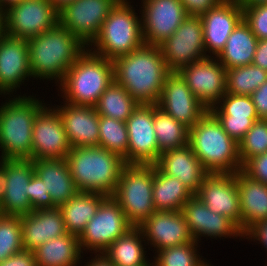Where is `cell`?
Listing matches in <instances>:
<instances>
[{
	"label": "cell",
	"instance_id": "ffe728a7",
	"mask_svg": "<svg viewBox=\"0 0 267 266\" xmlns=\"http://www.w3.org/2000/svg\"><path fill=\"white\" fill-rule=\"evenodd\" d=\"M208 209L233 221L241 230V207L235 173H209L195 194Z\"/></svg>",
	"mask_w": 267,
	"mask_h": 266
},
{
	"label": "cell",
	"instance_id": "9f6ffc18",
	"mask_svg": "<svg viewBox=\"0 0 267 266\" xmlns=\"http://www.w3.org/2000/svg\"><path fill=\"white\" fill-rule=\"evenodd\" d=\"M21 1H23V0H0V7L6 9L9 6L16 4V3H19Z\"/></svg>",
	"mask_w": 267,
	"mask_h": 266
},
{
	"label": "cell",
	"instance_id": "277c9868",
	"mask_svg": "<svg viewBox=\"0 0 267 266\" xmlns=\"http://www.w3.org/2000/svg\"><path fill=\"white\" fill-rule=\"evenodd\" d=\"M43 104L36 94L7 96L1 102L0 159H31L33 123Z\"/></svg>",
	"mask_w": 267,
	"mask_h": 266
},
{
	"label": "cell",
	"instance_id": "bcb514c9",
	"mask_svg": "<svg viewBox=\"0 0 267 266\" xmlns=\"http://www.w3.org/2000/svg\"><path fill=\"white\" fill-rule=\"evenodd\" d=\"M258 119L267 120V80L250 95Z\"/></svg>",
	"mask_w": 267,
	"mask_h": 266
},
{
	"label": "cell",
	"instance_id": "94428289",
	"mask_svg": "<svg viewBox=\"0 0 267 266\" xmlns=\"http://www.w3.org/2000/svg\"><path fill=\"white\" fill-rule=\"evenodd\" d=\"M205 266H213V265H211V263H208V264H206Z\"/></svg>",
	"mask_w": 267,
	"mask_h": 266
},
{
	"label": "cell",
	"instance_id": "30bf717a",
	"mask_svg": "<svg viewBox=\"0 0 267 266\" xmlns=\"http://www.w3.org/2000/svg\"><path fill=\"white\" fill-rule=\"evenodd\" d=\"M59 10L49 0H23L5 9V32L9 37L29 39L59 23Z\"/></svg>",
	"mask_w": 267,
	"mask_h": 266
},
{
	"label": "cell",
	"instance_id": "11a10c76",
	"mask_svg": "<svg viewBox=\"0 0 267 266\" xmlns=\"http://www.w3.org/2000/svg\"><path fill=\"white\" fill-rule=\"evenodd\" d=\"M0 266H15V254L0 262Z\"/></svg>",
	"mask_w": 267,
	"mask_h": 266
},
{
	"label": "cell",
	"instance_id": "f6af8a7d",
	"mask_svg": "<svg viewBox=\"0 0 267 266\" xmlns=\"http://www.w3.org/2000/svg\"><path fill=\"white\" fill-rule=\"evenodd\" d=\"M188 16H201L222 0H179Z\"/></svg>",
	"mask_w": 267,
	"mask_h": 266
},
{
	"label": "cell",
	"instance_id": "f546056e",
	"mask_svg": "<svg viewBox=\"0 0 267 266\" xmlns=\"http://www.w3.org/2000/svg\"><path fill=\"white\" fill-rule=\"evenodd\" d=\"M33 253L37 266H80L84 256L78 236L70 233L45 242Z\"/></svg>",
	"mask_w": 267,
	"mask_h": 266
},
{
	"label": "cell",
	"instance_id": "e0dca14e",
	"mask_svg": "<svg viewBox=\"0 0 267 266\" xmlns=\"http://www.w3.org/2000/svg\"><path fill=\"white\" fill-rule=\"evenodd\" d=\"M156 105L189 129L209 111L190 91L178 72H170L166 76Z\"/></svg>",
	"mask_w": 267,
	"mask_h": 266
},
{
	"label": "cell",
	"instance_id": "f35d334b",
	"mask_svg": "<svg viewBox=\"0 0 267 266\" xmlns=\"http://www.w3.org/2000/svg\"><path fill=\"white\" fill-rule=\"evenodd\" d=\"M199 249L197 241L161 249L154 252L152 261L154 266H205L207 259L200 256Z\"/></svg>",
	"mask_w": 267,
	"mask_h": 266
},
{
	"label": "cell",
	"instance_id": "e575fe53",
	"mask_svg": "<svg viewBox=\"0 0 267 266\" xmlns=\"http://www.w3.org/2000/svg\"><path fill=\"white\" fill-rule=\"evenodd\" d=\"M153 122L159 155L171 149L181 148L189 143V128L176 121L157 105H153Z\"/></svg>",
	"mask_w": 267,
	"mask_h": 266
},
{
	"label": "cell",
	"instance_id": "c3c4849f",
	"mask_svg": "<svg viewBox=\"0 0 267 266\" xmlns=\"http://www.w3.org/2000/svg\"><path fill=\"white\" fill-rule=\"evenodd\" d=\"M252 64L267 71V39L258 40Z\"/></svg>",
	"mask_w": 267,
	"mask_h": 266
},
{
	"label": "cell",
	"instance_id": "ba28073f",
	"mask_svg": "<svg viewBox=\"0 0 267 266\" xmlns=\"http://www.w3.org/2000/svg\"><path fill=\"white\" fill-rule=\"evenodd\" d=\"M154 165L126 164L111 196L128 221L140 226L155 210L153 205Z\"/></svg>",
	"mask_w": 267,
	"mask_h": 266
},
{
	"label": "cell",
	"instance_id": "ab89813d",
	"mask_svg": "<svg viewBox=\"0 0 267 266\" xmlns=\"http://www.w3.org/2000/svg\"><path fill=\"white\" fill-rule=\"evenodd\" d=\"M22 250L20 216L0 215V262Z\"/></svg>",
	"mask_w": 267,
	"mask_h": 266
},
{
	"label": "cell",
	"instance_id": "d4e9b609",
	"mask_svg": "<svg viewBox=\"0 0 267 266\" xmlns=\"http://www.w3.org/2000/svg\"><path fill=\"white\" fill-rule=\"evenodd\" d=\"M63 104V105H62ZM71 148L99 146V115L96 107L61 102L55 105Z\"/></svg>",
	"mask_w": 267,
	"mask_h": 266
},
{
	"label": "cell",
	"instance_id": "484cf974",
	"mask_svg": "<svg viewBox=\"0 0 267 266\" xmlns=\"http://www.w3.org/2000/svg\"><path fill=\"white\" fill-rule=\"evenodd\" d=\"M154 165L160 172L180 180L194 195L209 174L189 144L161 153Z\"/></svg>",
	"mask_w": 267,
	"mask_h": 266
},
{
	"label": "cell",
	"instance_id": "b9f144b4",
	"mask_svg": "<svg viewBox=\"0 0 267 266\" xmlns=\"http://www.w3.org/2000/svg\"><path fill=\"white\" fill-rule=\"evenodd\" d=\"M243 20L250 26L258 40L267 39V3L242 5Z\"/></svg>",
	"mask_w": 267,
	"mask_h": 266
},
{
	"label": "cell",
	"instance_id": "74e56055",
	"mask_svg": "<svg viewBox=\"0 0 267 266\" xmlns=\"http://www.w3.org/2000/svg\"><path fill=\"white\" fill-rule=\"evenodd\" d=\"M99 146L117 154L127 164L128 133L126 123L99 115Z\"/></svg>",
	"mask_w": 267,
	"mask_h": 266
},
{
	"label": "cell",
	"instance_id": "7c38bea8",
	"mask_svg": "<svg viewBox=\"0 0 267 266\" xmlns=\"http://www.w3.org/2000/svg\"><path fill=\"white\" fill-rule=\"evenodd\" d=\"M119 0H74L59 10V24L86 47L97 37L101 26Z\"/></svg>",
	"mask_w": 267,
	"mask_h": 266
},
{
	"label": "cell",
	"instance_id": "91938a15",
	"mask_svg": "<svg viewBox=\"0 0 267 266\" xmlns=\"http://www.w3.org/2000/svg\"><path fill=\"white\" fill-rule=\"evenodd\" d=\"M222 1H234V2H240L241 0H222Z\"/></svg>",
	"mask_w": 267,
	"mask_h": 266
},
{
	"label": "cell",
	"instance_id": "7a4b0ae2",
	"mask_svg": "<svg viewBox=\"0 0 267 266\" xmlns=\"http://www.w3.org/2000/svg\"><path fill=\"white\" fill-rule=\"evenodd\" d=\"M32 79L55 82L59 86L70 66L87 47L59 23L46 32L27 39Z\"/></svg>",
	"mask_w": 267,
	"mask_h": 266
},
{
	"label": "cell",
	"instance_id": "d6a6232c",
	"mask_svg": "<svg viewBox=\"0 0 267 266\" xmlns=\"http://www.w3.org/2000/svg\"><path fill=\"white\" fill-rule=\"evenodd\" d=\"M144 244V245H143ZM148 244L139 227H132L122 237L116 239L103 255L116 266H144L152 261L146 254Z\"/></svg>",
	"mask_w": 267,
	"mask_h": 266
},
{
	"label": "cell",
	"instance_id": "4fadbf2b",
	"mask_svg": "<svg viewBox=\"0 0 267 266\" xmlns=\"http://www.w3.org/2000/svg\"><path fill=\"white\" fill-rule=\"evenodd\" d=\"M70 151L71 146L58 110L50 104H44L33 123L31 159H66Z\"/></svg>",
	"mask_w": 267,
	"mask_h": 266
},
{
	"label": "cell",
	"instance_id": "2e32d148",
	"mask_svg": "<svg viewBox=\"0 0 267 266\" xmlns=\"http://www.w3.org/2000/svg\"><path fill=\"white\" fill-rule=\"evenodd\" d=\"M128 133L127 164L154 165L159 148L153 122V105H138L125 121Z\"/></svg>",
	"mask_w": 267,
	"mask_h": 266
},
{
	"label": "cell",
	"instance_id": "4dcf8cb0",
	"mask_svg": "<svg viewBox=\"0 0 267 266\" xmlns=\"http://www.w3.org/2000/svg\"><path fill=\"white\" fill-rule=\"evenodd\" d=\"M257 42L258 38L250 26L242 20L232 31L216 58L226 70L252 64Z\"/></svg>",
	"mask_w": 267,
	"mask_h": 266
},
{
	"label": "cell",
	"instance_id": "681fc988",
	"mask_svg": "<svg viewBox=\"0 0 267 266\" xmlns=\"http://www.w3.org/2000/svg\"><path fill=\"white\" fill-rule=\"evenodd\" d=\"M15 266H37L33 251L22 250L16 253Z\"/></svg>",
	"mask_w": 267,
	"mask_h": 266
},
{
	"label": "cell",
	"instance_id": "8fae6325",
	"mask_svg": "<svg viewBox=\"0 0 267 266\" xmlns=\"http://www.w3.org/2000/svg\"><path fill=\"white\" fill-rule=\"evenodd\" d=\"M159 47L170 72H178L181 68L208 57L200 16H187Z\"/></svg>",
	"mask_w": 267,
	"mask_h": 266
},
{
	"label": "cell",
	"instance_id": "ac0fdd59",
	"mask_svg": "<svg viewBox=\"0 0 267 266\" xmlns=\"http://www.w3.org/2000/svg\"><path fill=\"white\" fill-rule=\"evenodd\" d=\"M32 78L27 39L0 38V95L15 96L17 88ZM27 80V81H25ZM23 83V84H22ZM15 91V92H14ZM14 93V95H13Z\"/></svg>",
	"mask_w": 267,
	"mask_h": 266
},
{
	"label": "cell",
	"instance_id": "6f0895ef",
	"mask_svg": "<svg viewBox=\"0 0 267 266\" xmlns=\"http://www.w3.org/2000/svg\"><path fill=\"white\" fill-rule=\"evenodd\" d=\"M239 3L241 5H257L267 3V0H241Z\"/></svg>",
	"mask_w": 267,
	"mask_h": 266
},
{
	"label": "cell",
	"instance_id": "f1b7e54d",
	"mask_svg": "<svg viewBox=\"0 0 267 266\" xmlns=\"http://www.w3.org/2000/svg\"><path fill=\"white\" fill-rule=\"evenodd\" d=\"M33 162L35 174L44 181L46 191L57 207L78 192L66 159H37Z\"/></svg>",
	"mask_w": 267,
	"mask_h": 266
},
{
	"label": "cell",
	"instance_id": "816d5d0a",
	"mask_svg": "<svg viewBox=\"0 0 267 266\" xmlns=\"http://www.w3.org/2000/svg\"><path fill=\"white\" fill-rule=\"evenodd\" d=\"M7 159H0V201L4 196L7 184Z\"/></svg>",
	"mask_w": 267,
	"mask_h": 266
},
{
	"label": "cell",
	"instance_id": "d6986e66",
	"mask_svg": "<svg viewBox=\"0 0 267 266\" xmlns=\"http://www.w3.org/2000/svg\"><path fill=\"white\" fill-rule=\"evenodd\" d=\"M181 212L188 225L189 232L195 241L201 242V237L211 239H244L240 228L227 217L216 214L195 195L182 207ZM224 237V238H223Z\"/></svg>",
	"mask_w": 267,
	"mask_h": 266
},
{
	"label": "cell",
	"instance_id": "f5cc1de1",
	"mask_svg": "<svg viewBox=\"0 0 267 266\" xmlns=\"http://www.w3.org/2000/svg\"><path fill=\"white\" fill-rule=\"evenodd\" d=\"M5 35V9L0 7V38Z\"/></svg>",
	"mask_w": 267,
	"mask_h": 266
},
{
	"label": "cell",
	"instance_id": "60d3db41",
	"mask_svg": "<svg viewBox=\"0 0 267 266\" xmlns=\"http://www.w3.org/2000/svg\"><path fill=\"white\" fill-rule=\"evenodd\" d=\"M242 166L252 157L267 153V120L258 119L238 143Z\"/></svg>",
	"mask_w": 267,
	"mask_h": 266
},
{
	"label": "cell",
	"instance_id": "db71d44e",
	"mask_svg": "<svg viewBox=\"0 0 267 266\" xmlns=\"http://www.w3.org/2000/svg\"><path fill=\"white\" fill-rule=\"evenodd\" d=\"M53 5L60 10L66 4L73 2L74 0H49Z\"/></svg>",
	"mask_w": 267,
	"mask_h": 266
},
{
	"label": "cell",
	"instance_id": "83f0119b",
	"mask_svg": "<svg viewBox=\"0 0 267 266\" xmlns=\"http://www.w3.org/2000/svg\"><path fill=\"white\" fill-rule=\"evenodd\" d=\"M241 207V231L267 220V184L251 179L242 170L235 173Z\"/></svg>",
	"mask_w": 267,
	"mask_h": 266
},
{
	"label": "cell",
	"instance_id": "d590c367",
	"mask_svg": "<svg viewBox=\"0 0 267 266\" xmlns=\"http://www.w3.org/2000/svg\"><path fill=\"white\" fill-rule=\"evenodd\" d=\"M138 105L123 86L113 81L95 107L98 115L125 122Z\"/></svg>",
	"mask_w": 267,
	"mask_h": 266
},
{
	"label": "cell",
	"instance_id": "9c48e42d",
	"mask_svg": "<svg viewBox=\"0 0 267 266\" xmlns=\"http://www.w3.org/2000/svg\"><path fill=\"white\" fill-rule=\"evenodd\" d=\"M132 227L121 206L108 196L87 223L79 238L82 253H103L116 239L122 237Z\"/></svg>",
	"mask_w": 267,
	"mask_h": 266
},
{
	"label": "cell",
	"instance_id": "6da1fadb",
	"mask_svg": "<svg viewBox=\"0 0 267 266\" xmlns=\"http://www.w3.org/2000/svg\"><path fill=\"white\" fill-rule=\"evenodd\" d=\"M114 81L140 105H156L170 73L159 46L144 44L113 60Z\"/></svg>",
	"mask_w": 267,
	"mask_h": 266
},
{
	"label": "cell",
	"instance_id": "cb8c5ba5",
	"mask_svg": "<svg viewBox=\"0 0 267 266\" xmlns=\"http://www.w3.org/2000/svg\"><path fill=\"white\" fill-rule=\"evenodd\" d=\"M209 111L217 118L224 131L237 143L258 120L251 97L245 95L225 93Z\"/></svg>",
	"mask_w": 267,
	"mask_h": 266
},
{
	"label": "cell",
	"instance_id": "603a6c76",
	"mask_svg": "<svg viewBox=\"0 0 267 266\" xmlns=\"http://www.w3.org/2000/svg\"><path fill=\"white\" fill-rule=\"evenodd\" d=\"M34 173L32 159H7V184L0 201L1 215L21 216L32 211L29 181Z\"/></svg>",
	"mask_w": 267,
	"mask_h": 266
},
{
	"label": "cell",
	"instance_id": "9a60e30c",
	"mask_svg": "<svg viewBox=\"0 0 267 266\" xmlns=\"http://www.w3.org/2000/svg\"><path fill=\"white\" fill-rule=\"evenodd\" d=\"M141 5L145 44L159 46L188 16L179 0H142Z\"/></svg>",
	"mask_w": 267,
	"mask_h": 266
},
{
	"label": "cell",
	"instance_id": "1f68e13d",
	"mask_svg": "<svg viewBox=\"0 0 267 266\" xmlns=\"http://www.w3.org/2000/svg\"><path fill=\"white\" fill-rule=\"evenodd\" d=\"M107 197L105 194L96 192H77L62 204L59 208L62 211L67 233L79 237Z\"/></svg>",
	"mask_w": 267,
	"mask_h": 266
},
{
	"label": "cell",
	"instance_id": "836d02e7",
	"mask_svg": "<svg viewBox=\"0 0 267 266\" xmlns=\"http://www.w3.org/2000/svg\"><path fill=\"white\" fill-rule=\"evenodd\" d=\"M193 195L180 180L160 172L154 165L153 205L156 211H181Z\"/></svg>",
	"mask_w": 267,
	"mask_h": 266
},
{
	"label": "cell",
	"instance_id": "4316f807",
	"mask_svg": "<svg viewBox=\"0 0 267 266\" xmlns=\"http://www.w3.org/2000/svg\"><path fill=\"white\" fill-rule=\"evenodd\" d=\"M24 250L34 251L45 242L67 234L59 207L31 211L20 216Z\"/></svg>",
	"mask_w": 267,
	"mask_h": 266
},
{
	"label": "cell",
	"instance_id": "52a82bcc",
	"mask_svg": "<svg viewBox=\"0 0 267 266\" xmlns=\"http://www.w3.org/2000/svg\"><path fill=\"white\" fill-rule=\"evenodd\" d=\"M131 3L129 0L117 2L87 47L90 51L113 61L145 44L141 11L138 16Z\"/></svg>",
	"mask_w": 267,
	"mask_h": 266
},
{
	"label": "cell",
	"instance_id": "680465c9",
	"mask_svg": "<svg viewBox=\"0 0 267 266\" xmlns=\"http://www.w3.org/2000/svg\"><path fill=\"white\" fill-rule=\"evenodd\" d=\"M152 262V263H151ZM144 266H154V263H153V261H150V263H148V264H146V265H144Z\"/></svg>",
	"mask_w": 267,
	"mask_h": 266
},
{
	"label": "cell",
	"instance_id": "7402d4cb",
	"mask_svg": "<svg viewBox=\"0 0 267 266\" xmlns=\"http://www.w3.org/2000/svg\"><path fill=\"white\" fill-rule=\"evenodd\" d=\"M200 18L206 55L216 57L226 45L232 31L243 20V7L239 2L221 1Z\"/></svg>",
	"mask_w": 267,
	"mask_h": 266
},
{
	"label": "cell",
	"instance_id": "44dd1931",
	"mask_svg": "<svg viewBox=\"0 0 267 266\" xmlns=\"http://www.w3.org/2000/svg\"><path fill=\"white\" fill-rule=\"evenodd\" d=\"M138 227L153 252L195 241L181 211H154Z\"/></svg>",
	"mask_w": 267,
	"mask_h": 266
},
{
	"label": "cell",
	"instance_id": "f907efd6",
	"mask_svg": "<svg viewBox=\"0 0 267 266\" xmlns=\"http://www.w3.org/2000/svg\"><path fill=\"white\" fill-rule=\"evenodd\" d=\"M92 256V259H88L87 262H85L86 264H84V266H116L115 264H113L112 262H110L104 255L103 253H99V254H93L90 255ZM82 266V265H81Z\"/></svg>",
	"mask_w": 267,
	"mask_h": 266
},
{
	"label": "cell",
	"instance_id": "ee69618b",
	"mask_svg": "<svg viewBox=\"0 0 267 266\" xmlns=\"http://www.w3.org/2000/svg\"><path fill=\"white\" fill-rule=\"evenodd\" d=\"M242 171L251 179L267 184V153L249 159Z\"/></svg>",
	"mask_w": 267,
	"mask_h": 266
},
{
	"label": "cell",
	"instance_id": "5b68a950",
	"mask_svg": "<svg viewBox=\"0 0 267 266\" xmlns=\"http://www.w3.org/2000/svg\"><path fill=\"white\" fill-rule=\"evenodd\" d=\"M113 81V61L87 48L66 72L58 96L71 105L95 107Z\"/></svg>",
	"mask_w": 267,
	"mask_h": 266
},
{
	"label": "cell",
	"instance_id": "5bb4252c",
	"mask_svg": "<svg viewBox=\"0 0 267 266\" xmlns=\"http://www.w3.org/2000/svg\"><path fill=\"white\" fill-rule=\"evenodd\" d=\"M178 73L208 110L226 93L227 71L216 57L193 62Z\"/></svg>",
	"mask_w": 267,
	"mask_h": 266
},
{
	"label": "cell",
	"instance_id": "7bdbcfd3",
	"mask_svg": "<svg viewBox=\"0 0 267 266\" xmlns=\"http://www.w3.org/2000/svg\"><path fill=\"white\" fill-rule=\"evenodd\" d=\"M29 201L32 211L57 207L51 195L46 191L44 181L35 173L29 181Z\"/></svg>",
	"mask_w": 267,
	"mask_h": 266
},
{
	"label": "cell",
	"instance_id": "8d00e7d4",
	"mask_svg": "<svg viewBox=\"0 0 267 266\" xmlns=\"http://www.w3.org/2000/svg\"><path fill=\"white\" fill-rule=\"evenodd\" d=\"M226 71V93L228 94L250 96L267 80V71L254 64Z\"/></svg>",
	"mask_w": 267,
	"mask_h": 266
},
{
	"label": "cell",
	"instance_id": "3957f363",
	"mask_svg": "<svg viewBox=\"0 0 267 266\" xmlns=\"http://www.w3.org/2000/svg\"><path fill=\"white\" fill-rule=\"evenodd\" d=\"M66 160L78 192L112 196L116 191L124 159L100 146L71 148Z\"/></svg>",
	"mask_w": 267,
	"mask_h": 266
},
{
	"label": "cell",
	"instance_id": "7dc6e473",
	"mask_svg": "<svg viewBox=\"0 0 267 266\" xmlns=\"http://www.w3.org/2000/svg\"><path fill=\"white\" fill-rule=\"evenodd\" d=\"M251 239V241L263 245L267 252V220L259 222L251 227L245 234L244 240Z\"/></svg>",
	"mask_w": 267,
	"mask_h": 266
},
{
	"label": "cell",
	"instance_id": "8992f818",
	"mask_svg": "<svg viewBox=\"0 0 267 266\" xmlns=\"http://www.w3.org/2000/svg\"><path fill=\"white\" fill-rule=\"evenodd\" d=\"M188 144L208 173L233 174L243 168L238 143L210 111L189 129Z\"/></svg>",
	"mask_w": 267,
	"mask_h": 266
}]
</instances>
